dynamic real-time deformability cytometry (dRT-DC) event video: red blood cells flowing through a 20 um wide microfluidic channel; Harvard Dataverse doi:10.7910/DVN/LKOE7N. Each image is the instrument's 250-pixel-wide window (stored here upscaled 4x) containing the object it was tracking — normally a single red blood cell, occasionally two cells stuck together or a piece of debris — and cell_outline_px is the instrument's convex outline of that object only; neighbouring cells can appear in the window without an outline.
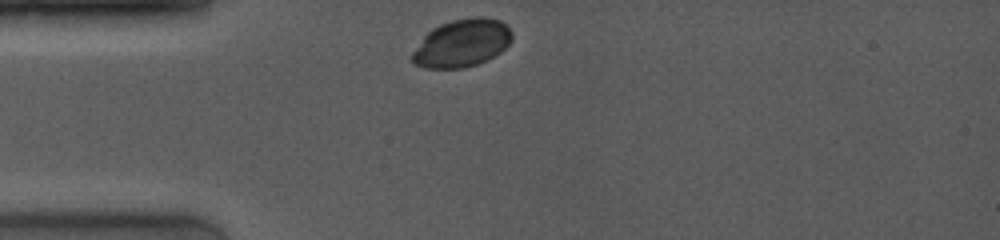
{"species": "common noctule bat (a hibernating species)", "species_latin": "Nyctalus noctula", "temperature_condition": "room temperature", "stored_images_in_passage": 20, "camera_frame_rate_fps": 4000, "um_per_image_px": 0.085, "animal": {"sex": "female", "body_mass_g": 19.0, "forearm_length_mm": 53.3}, "frame": {"image": 1, "passage_image": 1, "time_ms": 0.0, "image_size_px": [1000, 240], "cell_outline_px": [[512, 40], [500, 52], [476, 64], [464, 68], [424, 68], [412, 64], [408, 56], [424, 36], [432, 28], [440, 24], [452, 20], [476, 16], [480, 16], [500, 20], [512, 32]], "centroid_in_image_um": [39.2, 3.67], "position_along_channel_um": 45.8, "area_um2": 27.86}}